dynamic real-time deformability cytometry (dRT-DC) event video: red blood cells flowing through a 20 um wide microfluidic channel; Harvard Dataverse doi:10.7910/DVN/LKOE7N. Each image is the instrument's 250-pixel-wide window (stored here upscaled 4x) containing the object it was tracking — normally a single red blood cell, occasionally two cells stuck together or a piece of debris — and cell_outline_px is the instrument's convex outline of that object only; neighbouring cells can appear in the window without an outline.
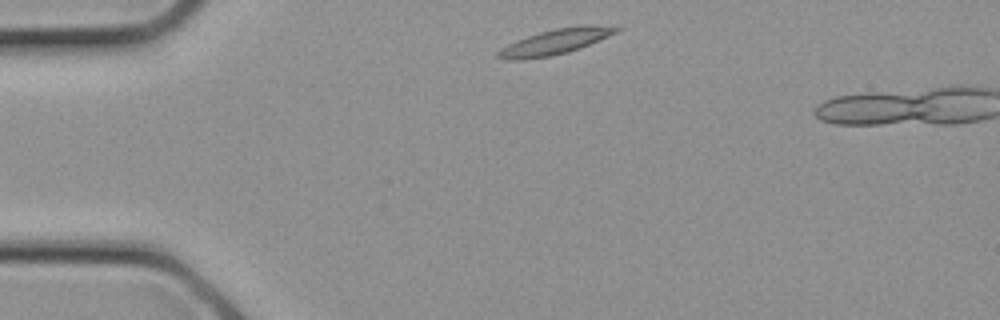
{"species": "common noctule bat (a hibernating species)", "species_latin": "Nyctalus noctula", "temperature_condition": "cold", "stored_images_in_passage": 2, "camera_frame_rate_fps": 3000, "um_per_image_px": 0.085, "animal": {"sex": "female", "body_mass_g": 21.9}, "frame": {"image": 1, "passage_image": 1, "time_ms": 0.0, "image_size_px": [1000, 320], "cell_outline_px": [[624, 28], [616, 32], [580, 48], [568, 52], [552, 56], [524, 60], [504, 60], [496, 56], [496, 52], [500, 48], [516, 40], [540, 32], [556, 28], [580, 24], [620, 24]], "centroid_in_image_um": [47.26, 3.52], "position_along_channel_um": 37.7, "area_um2": 18.03}}